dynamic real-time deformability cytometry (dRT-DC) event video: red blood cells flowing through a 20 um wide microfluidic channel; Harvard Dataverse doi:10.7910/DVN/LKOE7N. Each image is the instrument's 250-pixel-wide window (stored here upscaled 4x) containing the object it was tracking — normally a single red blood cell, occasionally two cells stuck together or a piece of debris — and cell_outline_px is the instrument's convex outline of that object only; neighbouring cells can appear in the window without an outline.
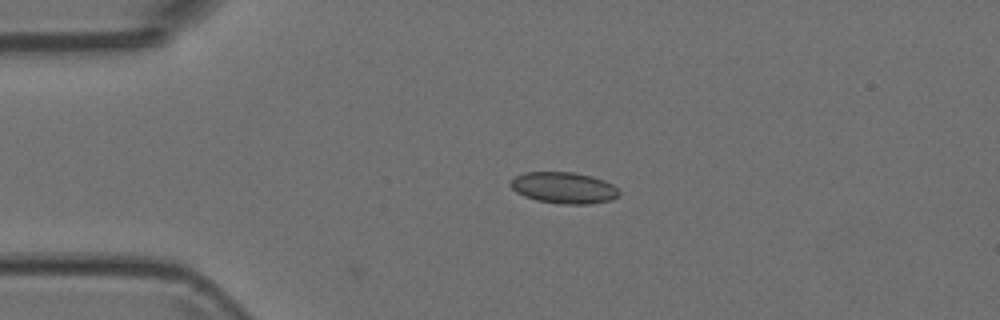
{"species": "Egyptian fruit bat (a non-hibernating species)", "species_latin": "Rousettus aegyptiacus", "temperature_condition": "room temperature", "stored_images_in_passage": 4, "camera_frame_rate_fps": 3000, "um_per_image_px": 0.085, "animal": {"sex": "female"}, "frame": {"image": 1, "passage_image": 3, "time_ms": 0.667, "image_size_px": [1000, 320], "cell_outline_px": [[620, 196], [612, 200], [588, 204], [564, 204], [536, 200], [524, 196], [516, 192], [508, 184], [516, 176], [524, 172], [572, 172], [592, 176], [604, 180], [612, 184], [620, 192]], "centroid_in_image_um": [47.94, 15.96], "position_along_channel_um": 37.1, "area_um2": 19.88}}